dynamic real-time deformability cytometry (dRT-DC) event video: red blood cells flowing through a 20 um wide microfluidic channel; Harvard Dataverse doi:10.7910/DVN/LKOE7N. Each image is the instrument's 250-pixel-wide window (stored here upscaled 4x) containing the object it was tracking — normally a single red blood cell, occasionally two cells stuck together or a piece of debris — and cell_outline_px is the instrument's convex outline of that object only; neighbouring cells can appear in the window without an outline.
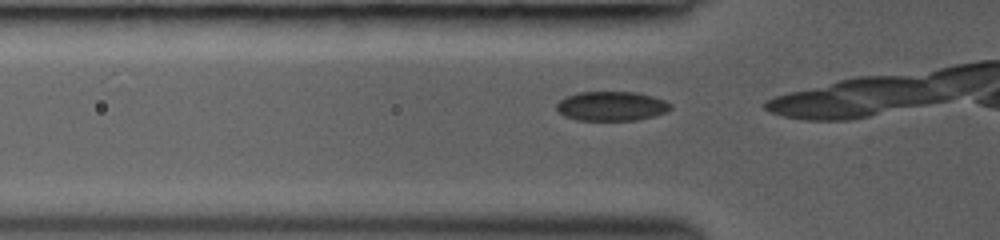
{"species": "common noctule bat (a hibernating species)", "species_latin": "Nyctalus noctula", "temperature_condition": "room temperature", "stored_images_in_passage": 7, "camera_frame_rate_fps": 3000, "um_per_image_px": 0.085, "animal": {"sex": "female", "body_mass_g": 19.0, "forearm_length_mm": 53.3}, "frame": {"image": 1, "passage_image": 5, "time_ms": 1.333, "image_size_px": [1000, 240], "cell_outline_px": [[672, 108], [668, 112], [636, 120], [576, 120], [564, 116], [556, 108], [556, 104], [560, 100], [576, 92], [636, 92], [652, 96], [664, 100], [672, 104]], "centroid_in_image_um": [51.99, 9.02], "position_along_channel_um": 73.8, "area_um2": 19.54}}